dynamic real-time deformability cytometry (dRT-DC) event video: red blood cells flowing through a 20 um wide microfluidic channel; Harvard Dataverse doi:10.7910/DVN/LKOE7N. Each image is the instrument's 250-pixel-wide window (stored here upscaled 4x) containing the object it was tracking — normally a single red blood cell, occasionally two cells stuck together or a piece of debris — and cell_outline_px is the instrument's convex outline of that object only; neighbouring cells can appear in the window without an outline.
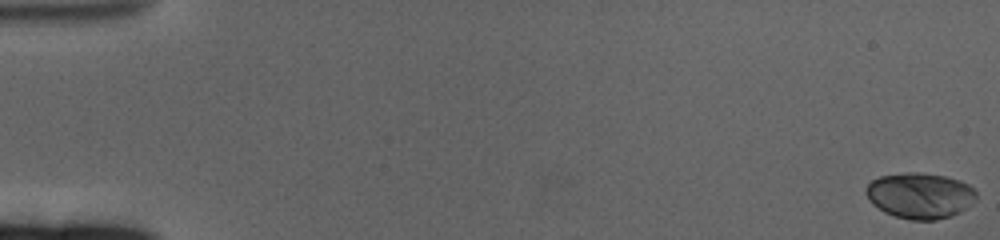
{"species": "human", "species_latin": "Homo sapiens", "temperature_condition": "cold", "stored_images_in_passage": 63, "camera_frame_rate_fps": 3000, "um_per_image_px": 0.085, "donor": {"sex": "female"}, "frame": {"image": 1, "passage_image": 1, "time_ms": 0.0, "image_size_px": [1000, 240], "cell_outline_px": [[976, 196], [964, 208], [952, 216], [936, 220], [912, 220], [896, 216], [884, 212], [872, 204], [864, 192], [864, 188], [872, 180], [880, 176], [908, 172], [916, 172], [944, 176], [968, 184], [976, 192]], "centroid_in_image_um": [78.13, 16.62], "position_along_channel_um": 6.9, "area_um2": 29.13}}
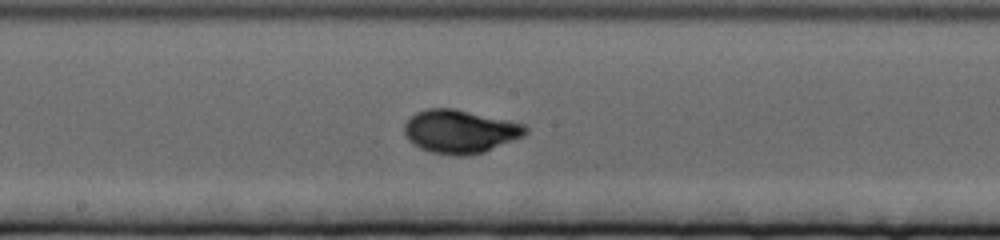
{"frame": {"image": 2, "passage_image": 35, "time_ms": 11.333, "image_size_px": [1000, 240], "cell_outline_px": [[528, 132], [524, 136], [484, 152], [468, 156], [452, 156], [428, 152], [412, 144], [408, 140], [404, 132], [404, 124], [416, 112], [428, 108], [452, 108], [508, 120], [524, 124], [528, 128]], "centroid_in_image_um": [39.09, 11.19], "position_along_channel_um": 209.1, "area_um2": 30.81}}
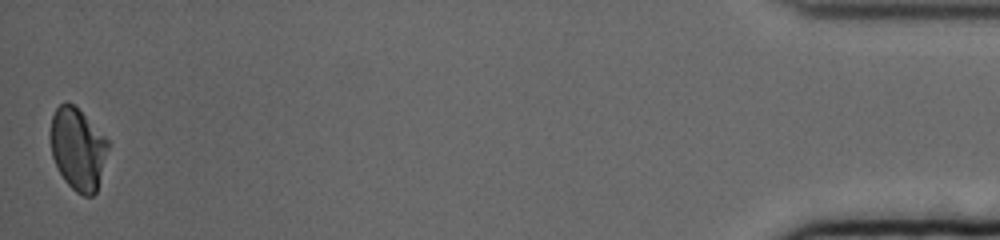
{"frame": {"image": 3, "passage_image": 63, "time_ms": 20.667, "image_size_px": [1000, 240], "cell_outline_px": [[108, 148], [96, 192], [92, 196], [84, 196], [76, 192], [64, 180], [52, 156], [48, 136], [52, 116], [56, 108], [64, 100], [72, 104], [108, 140]], "centroid_in_image_um": [6.56, 12.65], "position_along_channel_um": 428.6, "area_um2": 27.28}, "authors_computed_cell_mechanics": {"area_um2": 28.4954, "velocity_mm_per_s": 3.2587, "shape_relaxation_time_tau1_ms": 3.9852, "shape_relaxation_time_tau2_ms": null, "deformation_change_tau1": 0.1584, "deformation_change_tau2": null}}